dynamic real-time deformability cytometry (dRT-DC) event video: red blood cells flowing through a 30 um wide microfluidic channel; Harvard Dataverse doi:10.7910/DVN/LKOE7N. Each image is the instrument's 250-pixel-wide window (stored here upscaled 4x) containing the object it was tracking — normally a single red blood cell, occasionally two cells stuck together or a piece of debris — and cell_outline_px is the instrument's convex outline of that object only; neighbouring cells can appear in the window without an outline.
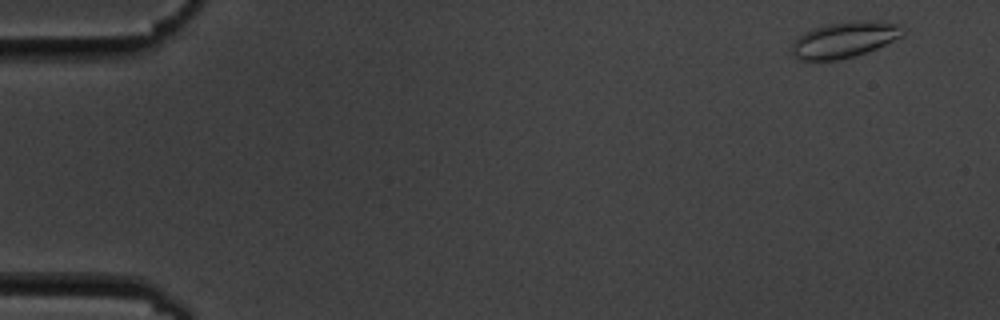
{"species": "common noctule bat (a hibernating species)", "species_latin": "Nyctalus noctula", "temperature_condition": "cold", "stored_images_in_passage": 5, "camera_frame_rate_fps": 3000, "um_per_image_px": 0.085, "animal": {"sex": "male", "body_mass_g": 19.5, "forearm_length_mm": 54.6}, "frame": {"image": 1, "passage_image": 1, "time_ms": 0.0, "image_size_px": [1000, 320], "cell_outline_px": [[904, 36], [876, 48], [852, 56], [836, 60], [800, 60], [792, 56], [788, 48], [796, 36], [804, 32], [824, 24], [856, 20], [880, 20], [900, 24], [904, 32]], "centroid_in_image_um": [71.73, 3.35], "position_along_channel_um": 13.3, "area_um2": 23.7}}